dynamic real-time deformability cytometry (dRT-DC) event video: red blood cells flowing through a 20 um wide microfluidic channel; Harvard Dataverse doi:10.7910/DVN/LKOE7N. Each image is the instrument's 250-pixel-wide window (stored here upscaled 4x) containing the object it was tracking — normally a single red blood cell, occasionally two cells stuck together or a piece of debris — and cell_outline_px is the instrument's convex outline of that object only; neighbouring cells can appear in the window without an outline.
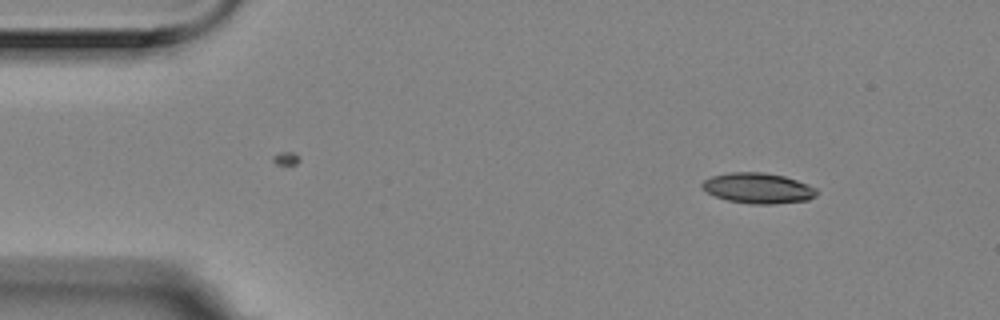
{"species": "Egyptian fruit bat (a non-hibernating species)", "species_latin": "Rousettus aegyptiacus", "temperature_condition": "room temperature", "stored_images_in_passage": 1, "camera_frame_rate_fps": 3000, "um_per_image_px": 0.085, "animal": {"sex": "female"}, "frame": {"image": 1, "passage_image": 1, "time_ms": 0.0, "image_size_px": [1000, 320], "cell_outline_px": [[816, 196], [808, 200], [776, 204], [748, 204], [728, 200], [716, 196], [708, 192], [700, 184], [704, 180], [712, 176], [732, 172], [764, 172], [784, 176], [808, 184], [816, 188]], "centroid_in_image_um": [64.45, 16.0], "position_along_channel_um": 20.5, "area_um2": 20.29}}